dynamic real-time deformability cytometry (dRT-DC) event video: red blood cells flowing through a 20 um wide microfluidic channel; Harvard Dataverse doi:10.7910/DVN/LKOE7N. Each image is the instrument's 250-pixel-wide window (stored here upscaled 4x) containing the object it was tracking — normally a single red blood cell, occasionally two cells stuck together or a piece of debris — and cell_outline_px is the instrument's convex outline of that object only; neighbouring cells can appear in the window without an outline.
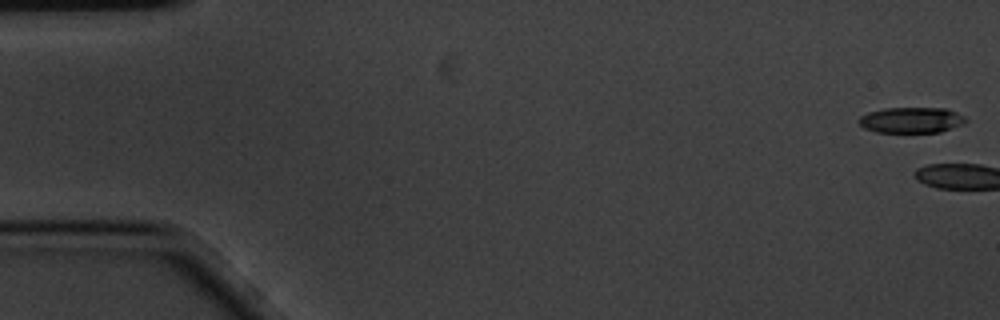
{"species": "common noctule bat (a hibernating species)", "species_latin": "Nyctalus noctula", "temperature_condition": "cold", "stored_images_in_passage": 6, "segment_of_instrument_passage": [1, 2], "camera_frame_rate_fps": 3000, "um_per_image_px": 0.085, "animal": {"sex": "male", "body_mass_g": 20.1, "forearm_length_mm": 53.5}, "frame": {"image": 1, "passage_image": 1, "time_ms": 0.0, "image_size_px": [1000, 320], "cell_outline_px": [[968, 120], [964, 124], [940, 132], [876, 132], [864, 128], [860, 124], [860, 116], [868, 112], [884, 108], [948, 108], [964, 116]], "centroid_in_image_um": [77.5, 10.2], "position_along_channel_um": 7.5, "area_um2": 16.07}}
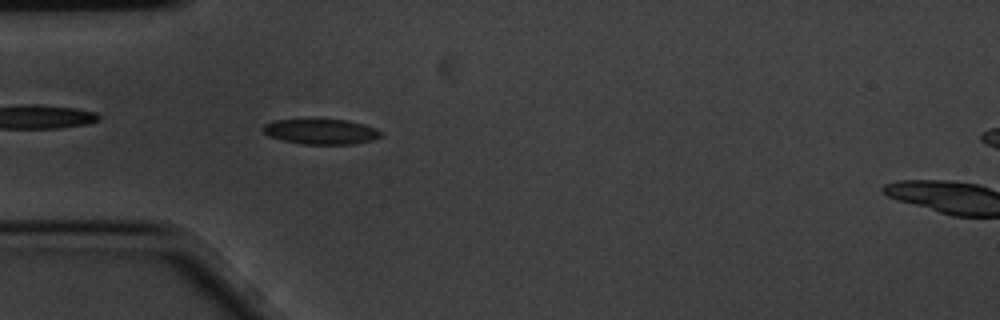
{"frame": {"image": 2, "passage_image": 5, "time_ms": 1.333, "image_size_px": [1000, 320], "cell_outline_px": [[384, 136], [372, 140], [352, 144], [300, 144], [268, 136], [264, 132], [264, 124], [272, 120], [348, 120], [364, 124], [380, 132]], "centroid_in_image_um": [27.28, 11.19], "position_along_channel_um": 57.7, "area_um2": 17.11}}